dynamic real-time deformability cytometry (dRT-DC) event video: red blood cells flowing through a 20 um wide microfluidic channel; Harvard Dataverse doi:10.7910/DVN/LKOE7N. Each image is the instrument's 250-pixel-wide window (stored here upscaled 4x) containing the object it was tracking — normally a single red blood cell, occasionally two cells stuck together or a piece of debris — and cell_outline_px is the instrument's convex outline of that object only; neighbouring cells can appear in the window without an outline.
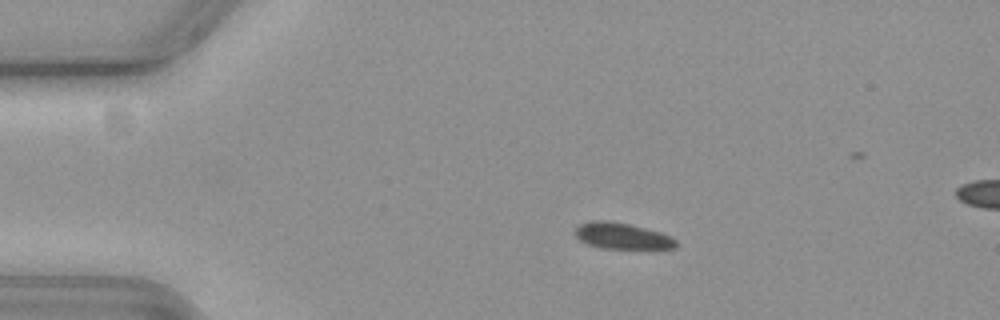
{"species": "common noctule bat (a hibernating species)", "species_latin": "Nyctalus noctula", "temperature_condition": "cold", "stored_images_in_passage": 60, "camera_frame_rate_fps": 3000, "um_per_image_px": 0.085, "animal": {"sex": "female", "body_mass_g": 19.3, "forearm_length_mm": 54.1}, "frame": {"image": 1, "passage_image": 13, "time_ms": 4.0, "image_size_px": [1000, 320], "cell_outline_px": [[676, 248], [600, 248], [588, 244], [580, 240], [572, 232], [580, 224], [588, 220], [608, 220], [628, 224], [660, 232], [676, 240]], "centroid_in_image_um": [52.8, 20.04], "position_along_channel_um": 32.2, "area_um2": 15.26}}
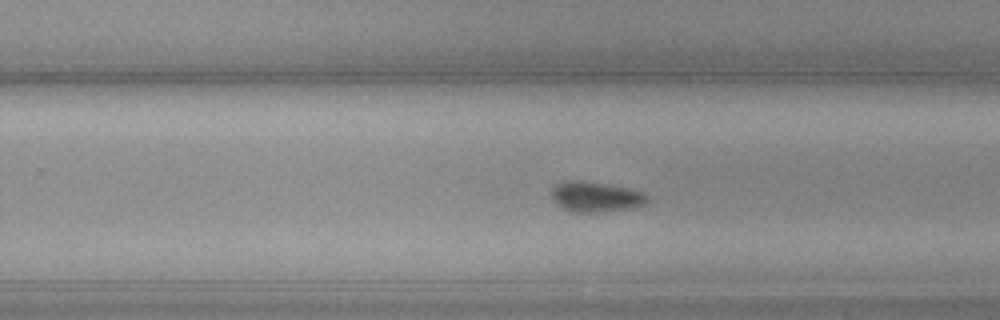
{"frame": {"image": 2, "passage_image": 38, "time_ms": 12.333, "image_size_px": [1000, 320], "cell_outline_px": [[648, 200], [644, 204], [632, 208], [600, 212], [572, 212], [556, 204], [552, 200], [552, 188], [556, 184], [564, 180], [580, 180], [624, 188], [644, 192], [648, 196]], "centroid_in_image_um": [50.59, 16.73], "position_along_channel_um": 279.2, "area_um2": 16.76}}
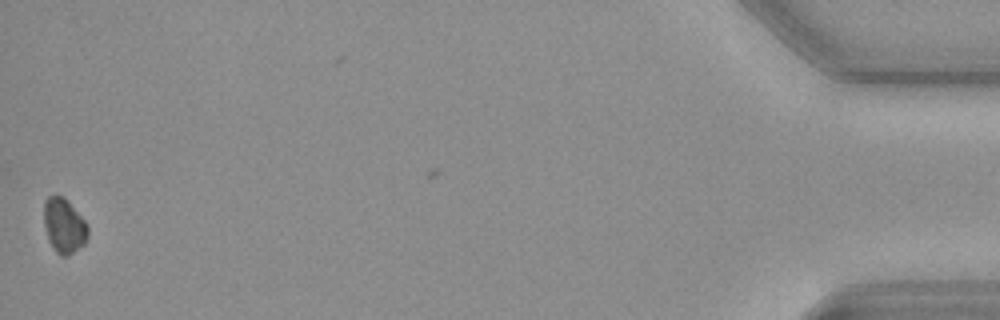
{"frame": {"image": 3, "passage_image": 59, "time_ms": 19.333, "image_size_px": [1000, 320], "cell_outline_px": [[88, 236], [84, 244], [68, 256], [60, 256], [52, 248], [48, 240], [44, 224], [44, 200], [48, 196], [60, 196], [68, 200], [88, 224]], "centroid_in_image_um": [5.44, 19.19], "position_along_channel_um": 429.8, "area_um2": 14.16}, "authors_computed_cell_mechanics": {"area_um2": 16.1551, "velocity_mm_per_s": 3.5935, "shape_relaxation_time_tau1_ms": 5.0009, "shape_relaxation_time_tau2_ms": null, "deformation_change_tau1": 0.1167, "deformation_change_tau2": null}}